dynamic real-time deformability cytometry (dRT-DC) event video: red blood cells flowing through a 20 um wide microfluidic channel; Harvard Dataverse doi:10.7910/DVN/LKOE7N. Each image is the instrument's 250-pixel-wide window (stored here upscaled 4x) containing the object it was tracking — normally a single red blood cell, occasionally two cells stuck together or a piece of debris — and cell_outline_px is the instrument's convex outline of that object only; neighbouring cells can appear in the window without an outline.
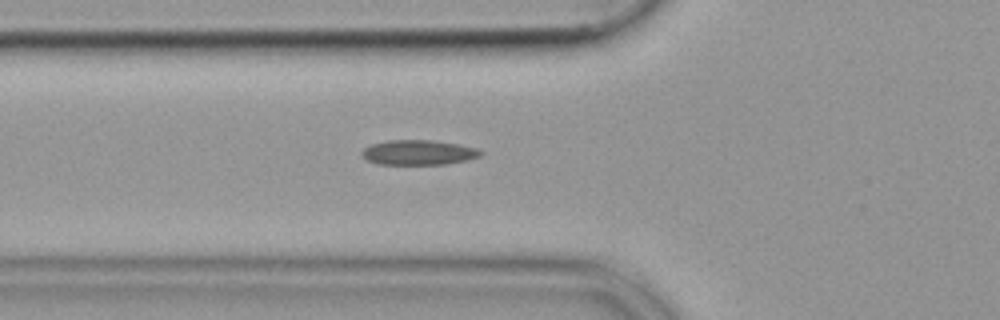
{"species": "common noctule bat (a hibernating species)", "species_latin": "Nyctalus noctula", "temperature_condition": "cold", "stored_images_in_passage": 39, "camera_frame_rate_fps": 3000, "um_per_image_px": 0.085, "animal": {"sex": "female", "body_mass_g": 19.9}, "frame": {"image": 1, "passage_image": 5, "time_ms": 1.333, "image_size_px": [1000, 320], "cell_outline_px": [[484, 152], [480, 156], [448, 164], [376, 164], [360, 156], [360, 152], [364, 148], [372, 144], [388, 140], [432, 140], [456, 144], [476, 148]], "centroid_in_image_um": [35.52, 12.96], "position_along_channel_um": 90.3, "area_um2": 17.17}}
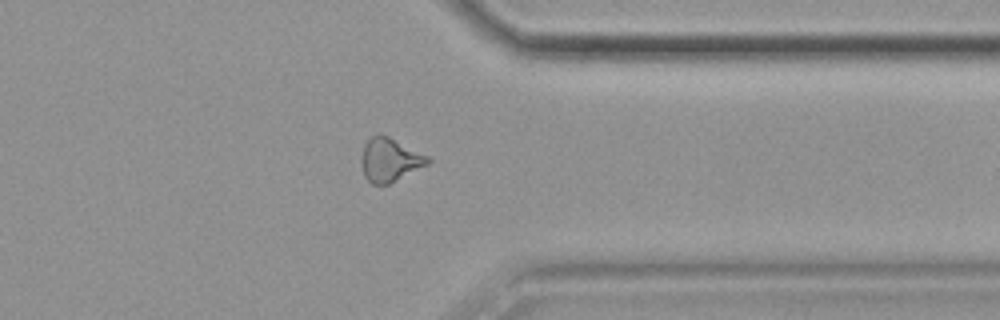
{"frame": {"image": 2, "passage_image": 28, "time_ms": 9.0, "image_size_px": [1000, 320], "cell_outline_px": [[432, 160], [428, 164], [388, 184], [372, 184], [364, 176], [360, 164], [360, 156], [364, 144], [372, 136], [388, 136], [428, 156]], "centroid_in_image_um": [33.1, 13.6], "position_along_channel_um": 378.3, "area_um2": 16.65}}
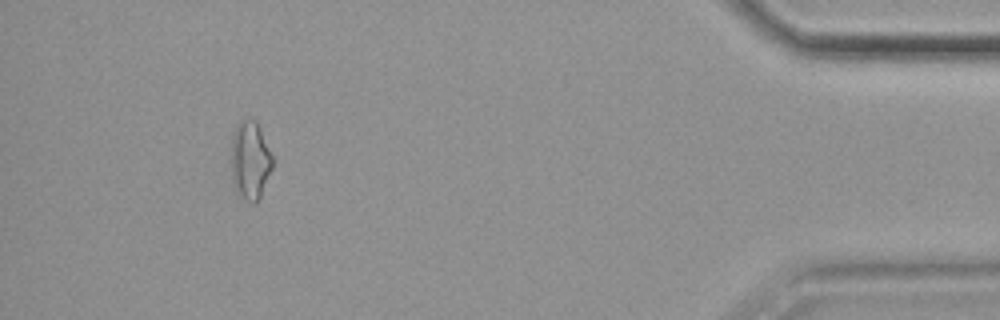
{"frame": {"image": 3, "passage_image": 35, "time_ms": 11.333, "image_size_px": [1000, 320], "cell_outline_px": [[272, 168], [260, 200], [256, 204], [252, 204], [244, 200], [236, 192], [232, 180], [232, 136], [236, 124], [240, 120], [256, 120], [260, 128], [272, 156]], "centroid_in_image_um": [21.26, 13.68], "position_along_channel_um": 413.9, "area_um2": 19.02}}